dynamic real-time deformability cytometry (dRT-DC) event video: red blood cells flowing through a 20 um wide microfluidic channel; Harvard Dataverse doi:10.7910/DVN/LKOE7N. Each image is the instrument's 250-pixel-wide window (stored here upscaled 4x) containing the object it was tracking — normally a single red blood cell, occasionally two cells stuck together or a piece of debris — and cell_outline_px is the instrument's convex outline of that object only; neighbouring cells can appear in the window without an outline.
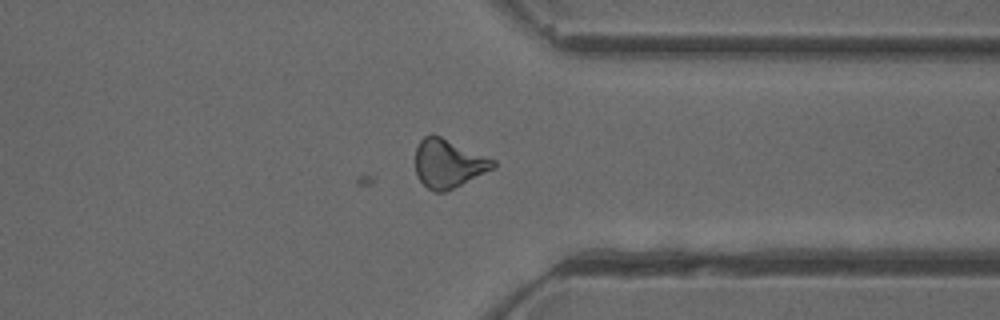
{"species": "common noctule bat (a hibernating species)", "species_latin": "Nyctalus noctula", "temperature_condition": "cold", "stored_images_in_passage": 24, "camera_frame_rate_fps": 3000, "um_per_image_px": 0.085, "animal": {"sex": "female"}, "frame": {"image": 1, "passage_image": 24, "time_ms": 7.667, "image_size_px": [1000, 320], "cell_outline_px": [[496, 168], [448, 192], [432, 192], [420, 180], [416, 172], [416, 148], [420, 140], [424, 136], [432, 132], [496, 160]], "centroid_in_image_um": [38.14, 13.9], "position_along_channel_um": 373.3, "area_um2": 22.43}}